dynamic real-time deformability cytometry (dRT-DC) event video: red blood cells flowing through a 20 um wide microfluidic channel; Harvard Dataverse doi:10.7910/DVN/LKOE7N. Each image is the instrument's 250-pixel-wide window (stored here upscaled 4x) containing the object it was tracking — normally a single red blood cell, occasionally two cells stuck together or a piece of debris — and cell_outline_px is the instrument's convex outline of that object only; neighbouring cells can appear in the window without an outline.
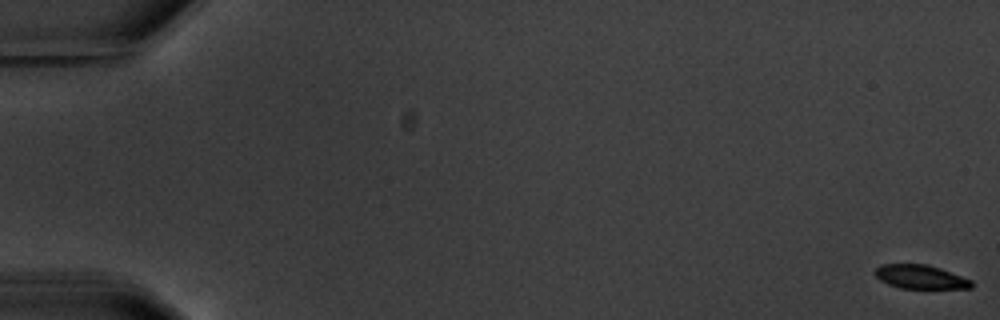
{"species": "common noctule bat (a hibernating species)", "species_latin": "Nyctalus noctula", "temperature_condition": "warm", "stored_images_in_passage": 5, "camera_frame_rate_fps": 3000, "um_per_image_px": 0.085, "animal": {"sex": "male", "body_mass_g": 20.1, "forearm_length_mm": 53.5}, "frame": {"image": 1, "passage_image": 1, "time_ms": 0.0, "image_size_px": [1000, 320], "cell_outline_px": [[972, 288], [900, 288], [888, 284], [880, 280], [876, 276], [876, 268], [880, 264], [928, 264], [940, 268], [972, 280]], "centroid_in_image_um": [78.23, 23.53], "position_along_channel_um": 6.8, "area_um2": 13.29}}